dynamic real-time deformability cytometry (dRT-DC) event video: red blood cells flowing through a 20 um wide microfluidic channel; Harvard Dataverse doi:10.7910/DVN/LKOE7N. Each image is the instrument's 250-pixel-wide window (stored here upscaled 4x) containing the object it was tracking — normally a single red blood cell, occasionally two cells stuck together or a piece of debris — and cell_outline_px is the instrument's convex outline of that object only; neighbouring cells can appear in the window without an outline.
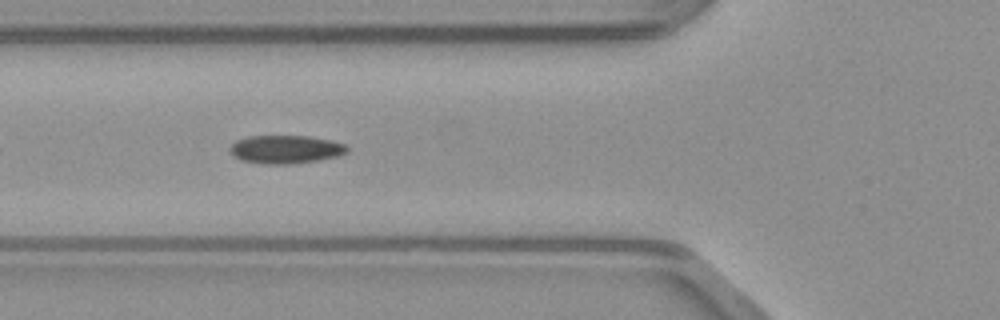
{"species": "common noctule bat (a hibernating species)", "species_latin": "Nyctalus noctula", "temperature_condition": "warm", "stored_images_in_passage": 37, "camera_frame_rate_fps": 3000, "um_per_image_px": 0.085, "animal": {"sex": "male", "body_mass_g": 23.1, "forearm_length_mm": 52.7}, "frame": {"image": 1, "passage_image": 6, "time_ms": 1.667, "image_size_px": [1000, 320], "cell_outline_px": [[348, 152], [340, 156], [320, 160], [292, 164], [264, 164], [240, 160], [228, 148], [236, 140], [248, 136], [308, 136], [332, 140], [344, 144], [348, 148]], "centroid_in_image_um": [24.31, 12.7], "position_along_channel_um": 101.5, "area_um2": 19.42}}